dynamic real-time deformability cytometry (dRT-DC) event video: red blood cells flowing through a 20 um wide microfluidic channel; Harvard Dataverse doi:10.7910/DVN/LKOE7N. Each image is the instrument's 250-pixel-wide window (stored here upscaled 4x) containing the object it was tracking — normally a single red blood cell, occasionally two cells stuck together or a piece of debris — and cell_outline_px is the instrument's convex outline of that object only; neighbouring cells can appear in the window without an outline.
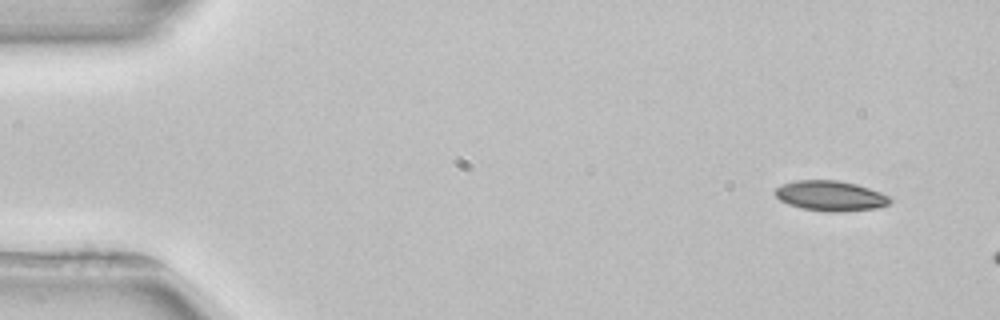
{"species": "common noctule bat (a hibernating species)", "species_latin": "Nyctalus noctula", "temperature_condition": "room temperature", "stored_images_in_passage": 3, "camera_frame_rate_fps": 3000, "um_per_image_px": 0.085, "animal": {"sex": "female", "body_mass_g": 22.7, "forearm_length_mm": 54.2}, "frame": {"image": 1, "passage_image": 1, "time_ms": 0.0, "image_size_px": [1000, 320], "cell_outline_px": [[892, 200], [888, 204], [876, 208], [840, 212], [828, 212], [800, 208], [788, 204], [780, 200], [776, 196], [776, 188], [784, 184], [796, 180], [836, 180], [856, 184], [880, 192], [888, 196]], "centroid_in_image_um": [70.59, 16.65], "position_along_channel_um": 14.4, "area_um2": 20.06}}